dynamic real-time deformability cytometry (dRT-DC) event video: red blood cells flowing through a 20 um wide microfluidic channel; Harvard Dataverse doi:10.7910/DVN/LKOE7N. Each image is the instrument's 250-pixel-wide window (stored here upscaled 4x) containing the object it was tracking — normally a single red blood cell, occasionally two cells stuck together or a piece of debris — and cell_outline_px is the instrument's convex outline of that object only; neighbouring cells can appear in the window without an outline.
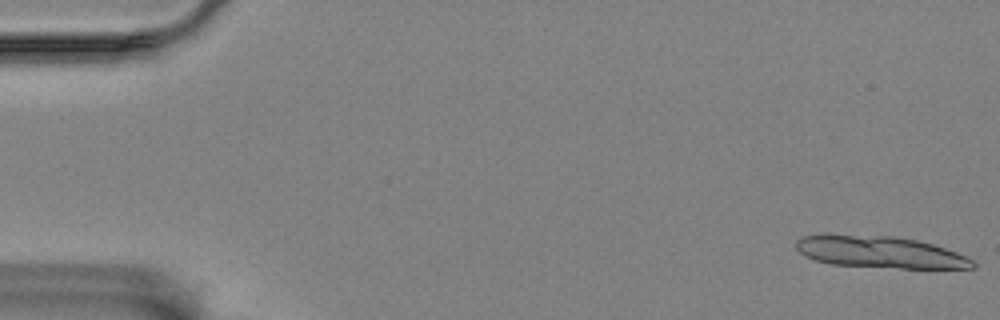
{"species": "Egyptian fruit bat (a non-hibernating species)", "species_latin": "Rousettus aegyptiacus", "temperature_condition": "room temperature", "stored_images_in_passage": 12, "camera_frame_rate_fps": 3000, "um_per_image_px": 0.085, "animal": {"sex": "female"}, "frame": {"image": 1, "passage_image": 1, "time_ms": 0.0, "image_size_px": [1000, 320], "cell_outline_px": [[976, 268], [900, 268], [832, 264], [816, 260], [804, 256], [796, 248], [796, 240], [804, 236], [892, 236], [916, 240], [932, 244], [968, 256], [976, 264]], "centroid_in_image_um": [74.87, 21.45], "position_along_channel_um": 10.1, "area_um2": 31.96}}